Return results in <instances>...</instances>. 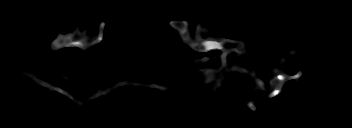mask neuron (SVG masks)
Here are the masks:
<instances>
[{"mask_svg":"<svg viewBox=\"0 0 352 128\" xmlns=\"http://www.w3.org/2000/svg\"><path fill=\"white\" fill-rule=\"evenodd\" d=\"M169 24L174 27L182 36V40L184 43H188L194 50L199 51V52H207V51H212V50H221L222 54L219 56L222 59V67L219 68L218 70H206L205 77H204V83H209L214 80H216L215 86L220 87V81L223 80L224 74H229L231 72H243L245 74L250 75L258 85V88L262 90L266 95L271 98L275 97L279 94V92L283 88V84L287 82L290 79L297 80L301 75L302 72H298L294 76H290L289 73L283 71L281 68H277L276 66L272 67V72H274V77L270 80V85L271 89L266 87V84L261 81L257 76L256 73L252 70L245 69L240 66V61H241V55L247 50V47L244 45L242 41H240L238 38L234 40H229V39H220L216 40L212 37L209 36V32L206 29V27L200 26V24L197 25V30L198 33H196V40L193 41L190 38L189 32H188V26H189V21H169ZM105 22H102L100 24V33L99 36L92 42V44H97L102 41L103 39V29H104ZM202 31L204 32L208 38L207 40H202L199 32ZM86 43V38L85 35H81V37H75L73 33H69L66 36H63L61 34H58L57 39L52 42V46L54 49H60L64 47H74V46H79V47H85ZM236 52L237 57L235 61L233 62L232 67H228V60H227V55L230 52ZM210 60L209 57L202 58L201 61L207 63V61ZM286 59L282 57L280 59V65L283 66L285 64ZM55 71L57 74L65 79L67 82H69L73 87L77 89H81L80 86L74 84L61 70L60 66L56 65L54 66ZM22 76H27L30 79H32L35 83L47 87L51 89L52 91H56L58 93H61L65 96H67L70 100L78 104L79 106L82 105V102L77 101L73 96H71L68 92L64 91L61 88H56L49 84L46 81L38 79L36 76L32 75L31 73L23 71L21 73ZM125 85H131V86H140V87H145V84L141 83H134L130 81H121L117 82L114 84L111 88L105 89V90H97L96 93H93L91 97L88 100H92L94 98L101 97L103 95H106L112 91H114L117 87L119 86H125ZM149 88H157L163 91L167 90V87H162L158 85H149ZM248 107L252 110H256L254 106V102L250 101L248 103Z\"/></svg>","mask_w":352,"mask_h":128,"instance_id":"obj_1","label":"neuron"}]
</instances>
